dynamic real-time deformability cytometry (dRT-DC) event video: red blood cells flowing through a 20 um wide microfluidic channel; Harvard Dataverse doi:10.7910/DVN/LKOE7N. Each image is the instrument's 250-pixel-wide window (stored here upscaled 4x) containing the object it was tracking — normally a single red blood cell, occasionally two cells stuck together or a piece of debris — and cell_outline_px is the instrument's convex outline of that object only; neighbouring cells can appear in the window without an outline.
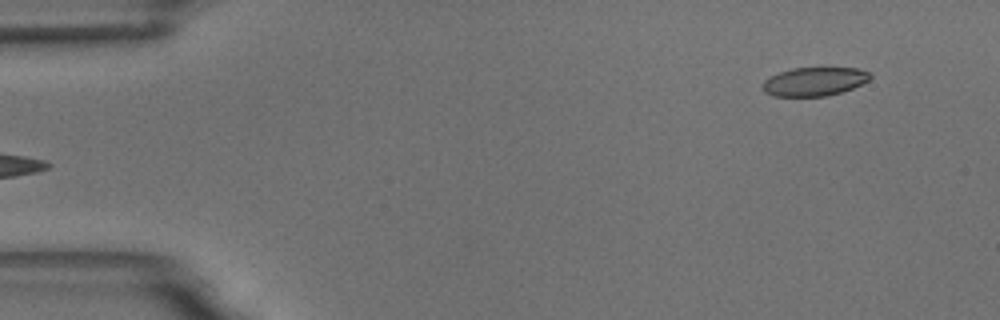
{"species": "common noctule bat (a hibernating species)", "species_latin": "Nyctalus noctula", "temperature_condition": "room temperature", "stored_images_in_passage": 6, "segment_of_instrument_passage": [2, 2], "camera_frame_rate_fps": 3000, "um_per_image_px": 0.085, "animal": {"sex": "male", "body_mass_g": 18.8}, "frame": {"image": 1, "passage_image": 6, "time_ms": 5.667, "image_size_px": [1000, 320], "cell_outline_px": [[872, 76], [868, 80], [852, 88], [828, 96], [772, 96], [764, 92], [764, 80], [780, 72], [792, 68], [856, 68], [872, 72]], "centroid_in_image_um": [69.24, 6.93], "position_along_channel_um": 15.8, "area_um2": 17.8}}